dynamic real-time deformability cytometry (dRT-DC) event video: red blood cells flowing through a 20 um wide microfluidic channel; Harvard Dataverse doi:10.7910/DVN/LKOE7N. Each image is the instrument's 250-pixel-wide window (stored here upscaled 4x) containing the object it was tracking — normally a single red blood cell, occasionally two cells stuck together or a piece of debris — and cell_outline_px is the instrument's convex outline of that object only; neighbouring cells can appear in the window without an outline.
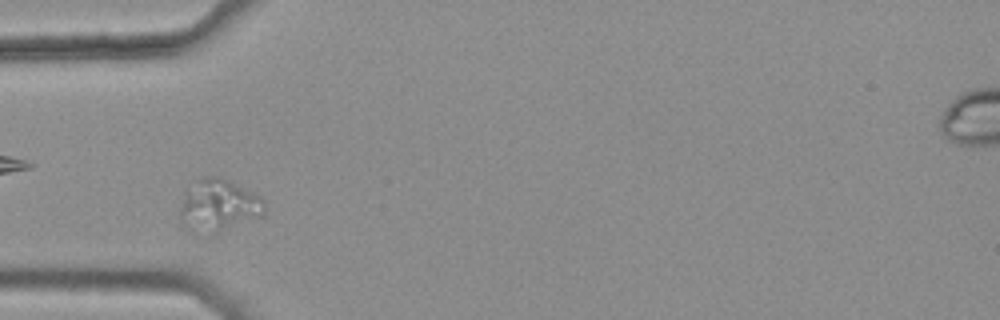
{"species": "common noctule bat (a hibernating species)", "species_latin": "Nyctalus noctula", "temperature_condition": "warm", "stored_images_in_passage": 8, "camera_frame_rate_fps": 3000, "um_per_image_px": 0.085, "animal": {"sex": "female", "body_mass_g": 25.1}, "frame": {"image": 1, "passage_image": 5, "time_ms": 1.333, "image_size_px": [1000, 320], "cell_outline_px": [[264, 216], [212, 236], [180, 216], [180, 208], [188, 192], [196, 180], [200, 176], [220, 176], [260, 196], [264, 200]], "centroid_in_image_um": [18.72, 17.43], "position_along_channel_um": 66.3, "area_um2": 24.8}}
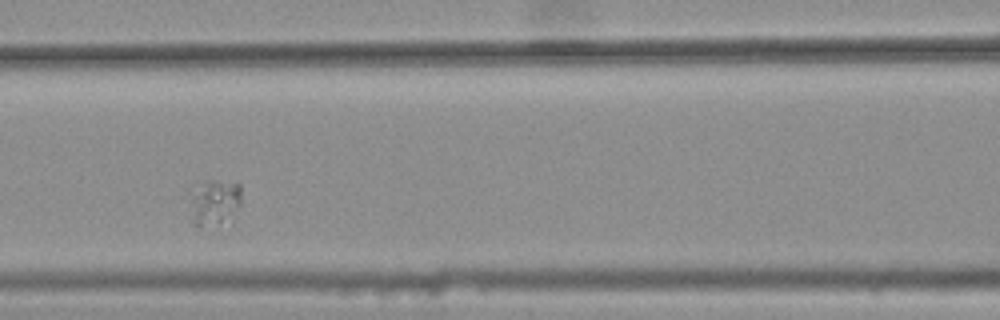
{"frame": {"image": 2, "passage_image": 7, "time_ms": 2.0, "image_size_px": [1000, 320], "cell_outline_px": [[240, 204], [220, 220], [200, 228], [192, 224], [184, 196], [184, 192], [212, 180], [216, 180], [240, 184]], "centroid_in_image_um": [18.0, 17.14], "position_along_channel_um": 148.6, "area_um2": 13.81}}
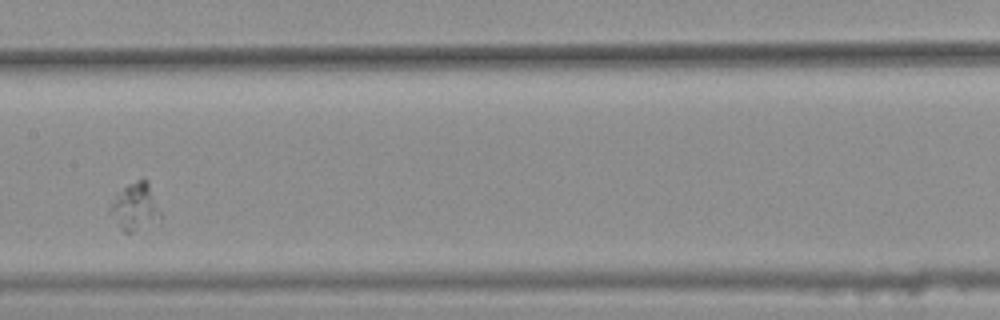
{"frame": {"image": 3, "passage_image": 8, "time_ms": 2.333, "image_size_px": [1000, 320], "cell_outline_px": [[160, 216], [132, 232], [120, 232], [108, 212], [108, 204], [116, 192], [128, 184], [136, 180], [148, 180], [160, 212]], "centroid_in_image_um": [11.36, 17.55], "position_along_channel_um": 196.0, "area_um2": 13.81}}